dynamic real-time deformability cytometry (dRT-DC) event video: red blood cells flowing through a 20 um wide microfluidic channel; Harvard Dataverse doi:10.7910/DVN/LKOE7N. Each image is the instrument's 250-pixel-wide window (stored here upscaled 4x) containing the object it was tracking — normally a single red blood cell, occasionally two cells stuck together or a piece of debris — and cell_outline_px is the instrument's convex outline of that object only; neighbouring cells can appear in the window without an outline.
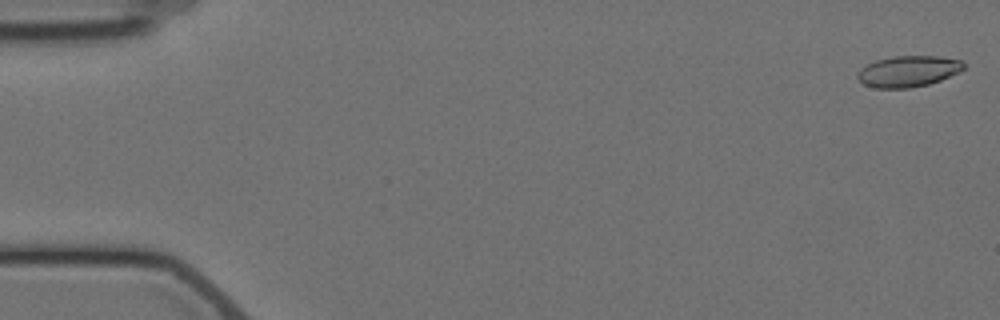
{"species": "Egyptian fruit bat (a non-hibernating species)", "species_latin": "Rousettus aegyptiacus", "temperature_condition": "cold", "stored_images_in_passage": 8, "camera_frame_rate_fps": 3000, "um_per_image_px": 0.085, "animal": {"sex": "female"}, "frame": {"image": 1, "passage_image": 1, "time_ms": 0.0, "image_size_px": [1000, 320], "cell_outline_px": [[964, 68], [960, 72], [940, 80], [928, 84], [908, 88], [876, 88], [864, 84], [856, 76], [860, 68], [876, 60], [892, 56], [940, 56], [964, 60]], "centroid_in_image_um": [77.22, 6.05], "position_along_channel_um": 7.8, "area_um2": 19.31}}
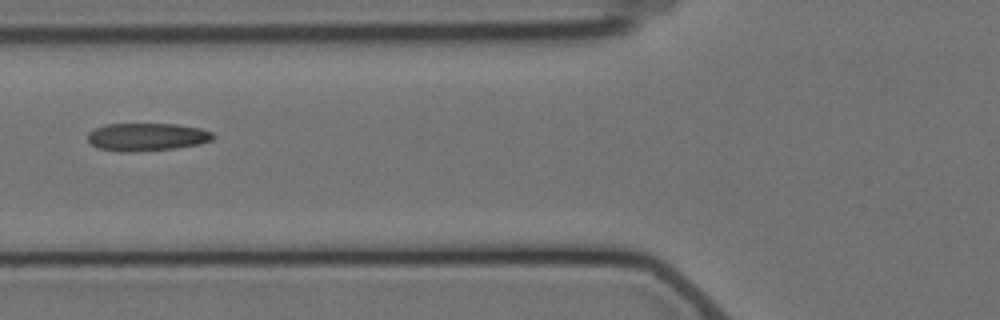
{"frame": {"image": 2, "passage_image": 7, "time_ms": 7.0, "image_size_px": [1000, 320], "cell_outline_px": [[212, 140], [200, 144], [176, 148], [136, 152], [120, 152], [96, 148], [88, 140], [88, 132], [96, 128], [108, 124], [176, 124], [200, 128], [212, 132]], "centroid_in_image_um": [12.46, 11.65], "position_along_channel_um": 113.3, "area_um2": 20.4}}
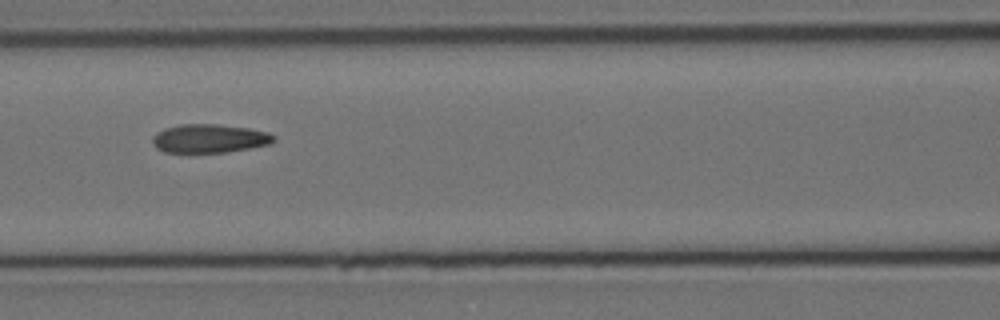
{"frame": {"image": 3, "passage_image": 8, "time_ms": 8.0, "image_size_px": [1000, 320], "cell_outline_px": [[276, 140], [268, 144], [228, 152], [164, 152], [156, 148], [152, 144], [152, 136], [156, 132], [164, 128], [180, 124], [216, 124], [248, 128], [268, 132], [276, 136]], "centroid_in_image_um": [17.77, 11.76], "position_along_channel_um": 148.8, "area_um2": 20.29}}